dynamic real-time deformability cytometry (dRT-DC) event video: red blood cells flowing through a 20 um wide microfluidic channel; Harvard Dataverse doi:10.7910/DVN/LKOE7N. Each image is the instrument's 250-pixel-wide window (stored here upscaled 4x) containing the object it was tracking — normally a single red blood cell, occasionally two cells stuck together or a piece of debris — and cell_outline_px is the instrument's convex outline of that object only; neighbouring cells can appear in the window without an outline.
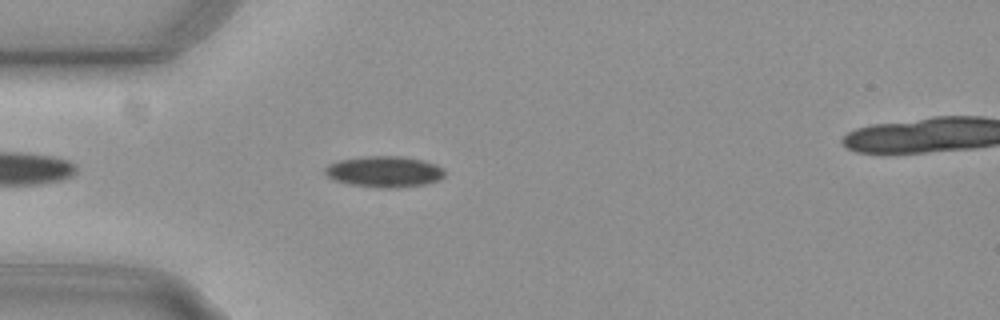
{"species": "common noctule bat (a hibernating species)", "species_latin": "Nyctalus noctula", "temperature_condition": "cold", "stored_images_in_passage": 45, "camera_frame_rate_fps": 3000, "um_per_image_px": 0.085, "animal": {"sex": "female", "body_mass_g": 29.2, "forearm_length_mm": 56.3}, "frame": {"image": 1, "passage_image": 5, "time_ms": 1.333, "image_size_px": [1000, 320], "cell_outline_px": [[444, 176], [440, 180], [424, 184], [396, 188], [380, 188], [348, 184], [332, 180], [324, 172], [324, 168], [328, 164], [340, 160], [368, 156], [400, 156], [424, 160], [436, 164], [444, 168]], "centroid_in_image_um": [32.67, 14.59], "position_along_channel_um": 52.3, "area_um2": 21.85}}
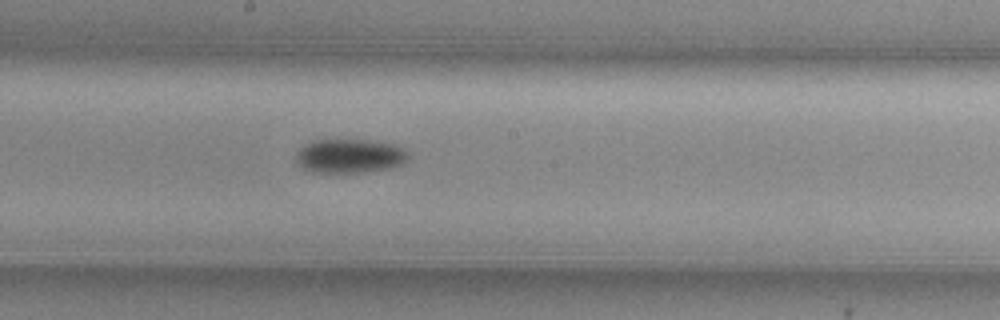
{"frame": {"image": 2, "passage_image": 19, "time_ms": 6.0, "image_size_px": [1000, 320], "cell_outline_px": [[408, 156], [400, 164], [392, 168], [360, 172], [312, 172], [300, 168], [296, 160], [296, 152], [304, 144], [312, 140], [368, 140], [392, 144], [400, 148]], "centroid_in_image_um": [29.62, 13.26], "position_along_channel_um": 218.6, "area_um2": 22.02}}
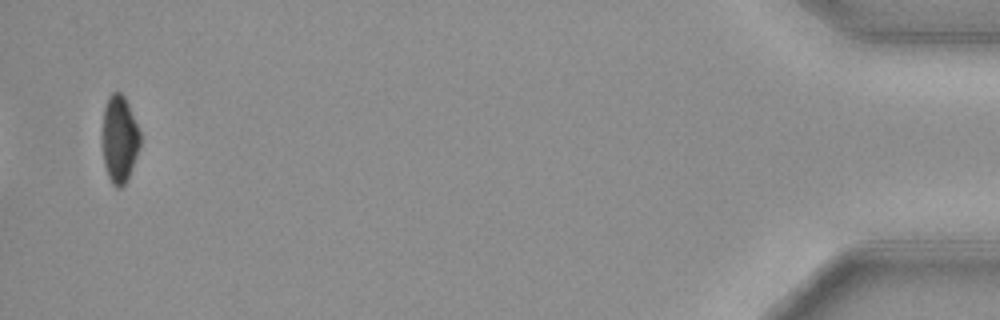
{"frame": {"image": 3, "passage_image": 43, "time_ms": 14.0, "image_size_px": [1000, 320], "cell_outline_px": [[140, 144], [132, 168], [124, 184], [120, 188], [116, 188], [112, 184], [108, 176], [104, 164], [104, 108], [108, 96], [112, 92], [120, 92], [124, 96], [128, 104], [140, 132]], "centroid_in_image_um": [10.17, 11.82], "position_along_channel_um": 425.0, "area_um2": 18.67}, "authors_computed_cell_mechanics": {"area_um2": 21.2704, "velocity_mm_per_s": 3.7507, "shape_relaxation_time_tau1_ms": 3.8062, "shape_relaxation_time_tau2_ms": null, "deformation_change_tau1": 0.1041, "deformation_change_tau2": null}}